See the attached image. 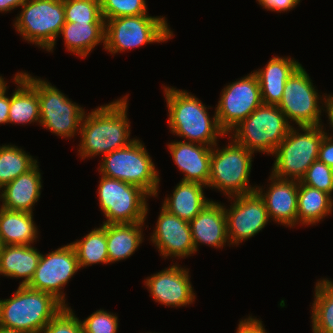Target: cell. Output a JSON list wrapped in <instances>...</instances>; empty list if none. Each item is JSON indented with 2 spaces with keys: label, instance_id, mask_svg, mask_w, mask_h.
I'll return each instance as SVG.
<instances>
[{
  "label": "cell",
  "instance_id": "cell-38",
  "mask_svg": "<svg viewBox=\"0 0 333 333\" xmlns=\"http://www.w3.org/2000/svg\"><path fill=\"white\" fill-rule=\"evenodd\" d=\"M259 5H261L267 11L275 12H287L295 8L300 0H257Z\"/></svg>",
  "mask_w": 333,
  "mask_h": 333
},
{
  "label": "cell",
  "instance_id": "cell-35",
  "mask_svg": "<svg viewBox=\"0 0 333 333\" xmlns=\"http://www.w3.org/2000/svg\"><path fill=\"white\" fill-rule=\"evenodd\" d=\"M300 182L306 186L324 191L332 196L333 192V169L325 163L316 160L307 169Z\"/></svg>",
  "mask_w": 333,
  "mask_h": 333
},
{
  "label": "cell",
  "instance_id": "cell-45",
  "mask_svg": "<svg viewBox=\"0 0 333 333\" xmlns=\"http://www.w3.org/2000/svg\"><path fill=\"white\" fill-rule=\"evenodd\" d=\"M6 87H8L6 81H4L3 77L0 76V92L4 90Z\"/></svg>",
  "mask_w": 333,
  "mask_h": 333
},
{
  "label": "cell",
  "instance_id": "cell-28",
  "mask_svg": "<svg viewBox=\"0 0 333 333\" xmlns=\"http://www.w3.org/2000/svg\"><path fill=\"white\" fill-rule=\"evenodd\" d=\"M33 213L0 206V236L5 245H31L38 238Z\"/></svg>",
  "mask_w": 333,
  "mask_h": 333
},
{
  "label": "cell",
  "instance_id": "cell-46",
  "mask_svg": "<svg viewBox=\"0 0 333 333\" xmlns=\"http://www.w3.org/2000/svg\"><path fill=\"white\" fill-rule=\"evenodd\" d=\"M4 246H5V244H4V242H3V240H2V238L0 236V255L3 252Z\"/></svg>",
  "mask_w": 333,
  "mask_h": 333
},
{
  "label": "cell",
  "instance_id": "cell-40",
  "mask_svg": "<svg viewBox=\"0 0 333 333\" xmlns=\"http://www.w3.org/2000/svg\"><path fill=\"white\" fill-rule=\"evenodd\" d=\"M263 326L261 320L249 316L240 320L236 333H267Z\"/></svg>",
  "mask_w": 333,
  "mask_h": 333
},
{
  "label": "cell",
  "instance_id": "cell-32",
  "mask_svg": "<svg viewBox=\"0 0 333 333\" xmlns=\"http://www.w3.org/2000/svg\"><path fill=\"white\" fill-rule=\"evenodd\" d=\"M37 163V159L15 145L0 146V190Z\"/></svg>",
  "mask_w": 333,
  "mask_h": 333
},
{
  "label": "cell",
  "instance_id": "cell-14",
  "mask_svg": "<svg viewBox=\"0 0 333 333\" xmlns=\"http://www.w3.org/2000/svg\"><path fill=\"white\" fill-rule=\"evenodd\" d=\"M80 269L77 254L72 244L64 245L55 251L43 255L41 253L38 266L27 287L49 293L65 307L63 288Z\"/></svg>",
  "mask_w": 333,
  "mask_h": 333
},
{
  "label": "cell",
  "instance_id": "cell-27",
  "mask_svg": "<svg viewBox=\"0 0 333 333\" xmlns=\"http://www.w3.org/2000/svg\"><path fill=\"white\" fill-rule=\"evenodd\" d=\"M60 34L69 52L82 58L98 44L105 45V23L65 22Z\"/></svg>",
  "mask_w": 333,
  "mask_h": 333
},
{
  "label": "cell",
  "instance_id": "cell-34",
  "mask_svg": "<svg viewBox=\"0 0 333 333\" xmlns=\"http://www.w3.org/2000/svg\"><path fill=\"white\" fill-rule=\"evenodd\" d=\"M104 20L147 14L145 0H100Z\"/></svg>",
  "mask_w": 333,
  "mask_h": 333
},
{
  "label": "cell",
  "instance_id": "cell-20",
  "mask_svg": "<svg viewBox=\"0 0 333 333\" xmlns=\"http://www.w3.org/2000/svg\"><path fill=\"white\" fill-rule=\"evenodd\" d=\"M189 223L195 253L200 244L222 248L227 242L230 246L224 204L211 200Z\"/></svg>",
  "mask_w": 333,
  "mask_h": 333
},
{
  "label": "cell",
  "instance_id": "cell-13",
  "mask_svg": "<svg viewBox=\"0 0 333 333\" xmlns=\"http://www.w3.org/2000/svg\"><path fill=\"white\" fill-rule=\"evenodd\" d=\"M262 104L260 84L254 72L230 83L222 89L216 105L215 113L220 128L229 134Z\"/></svg>",
  "mask_w": 333,
  "mask_h": 333
},
{
  "label": "cell",
  "instance_id": "cell-16",
  "mask_svg": "<svg viewBox=\"0 0 333 333\" xmlns=\"http://www.w3.org/2000/svg\"><path fill=\"white\" fill-rule=\"evenodd\" d=\"M144 283L159 304L181 307L195 301L189 270L179 267L177 263L147 277Z\"/></svg>",
  "mask_w": 333,
  "mask_h": 333
},
{
  "label": "cell",
  "instance_id": "cell-23",
  "mask_svg": "<svg viewBox=\"0 0 333 333\" xmlns=\"http://www.w3.org/2000/svg\"><path fill=\"white\" fill-rule=\"evenodd\" d=\"M201 183L180 181L170 197H166L162 207L180 219L190 222L211 202L204 196Z\"/></svg>",
  "mask_w": 333,
  "mask_h": 333
},
{
  "label": "cell",
  "instance_id": "cell-43",
  "mask_svg": "<svg viewBox=\"0 0 333 333\" xmlns=\"http://www.w3.org/2000/svg\"><path fill=\"white\" fill-rule=\"evenodd\" d=\"M324 108H326V113L328 114V120L330 121V125L333 128V95H326L324 101Z\"/></svg>",
  "mask_w": 333,
  "mask_h": 333
},
{
  "label": "cell",
  "instance_id": "cell-22",
  "mask_svg": "<svg viewBox=\"0 0 333 333\" xmlns=\"http://www.w3.org/2000/svg\"><path fill=\"white\" fill-rule=\"evenodd\" d=\"M301 64L290 57H272L265 68L253 71L259 80L262 102L278 105L288 78Z\"/></svg>",
  "mask_w": 333,
  "mask_h": 333
},
{
  "label": "cell",
  "instance_id": "cell-11",
  "mask_svg": "<svg viewBox=\"0 0 333 333\" xmlns=\"http://www.w3.org/2000/svg\"><path fill=\"white\" fill-rule=\"evenodd\" d=\"M98 200L107 219L102 224L145 222L149 194L139 186L101 175Z\"/></svg>",
  "mask_w": 333,
  "mask_h": 333
},
{
  "label": "cell",
  "instance_id": "cell-7",
  "mask_svg": "<svg viewBox=\"0 0 333 333\" xmlns=\"http://www.w3.org/2000/svg\"><path fill=\"white\" fill-rule=\"evenodd\" d=\"M99 172L103 176L139 186L150 197L158 195V171L144 144L138 139L127 147L105 155Z\"/></svg>",
  "mask_w": 333,
  "mask_h": 333
},
{
  "label": "cell",
  "instance_id": "cell-29",
  "mask_svg": "<svg viewBox=\"0 0 333 333\" xmlns=\"http://www.w3.org/2000/svg\"><path fill=\"white\" fill-rule=\"evenodd\" d=\"M332 196L298 181L297 224L316 225L332 214Z\"/></svg>",
  "mask_w": 333,
  "mask_h": 333
},
{
  "label": "cell",
  "instance_id": "cell-9",
  "mask_svg": "<svg viewBox=\"0 0 333 333\" xmlns=\"http://www.w3.org/2000/svg\"><path fill=\"white\" fill-rule=\"evenodd\" d=\"M14 26L28 43L52 52L65 24L64 0H27Z\"/></svg>",
  "mask_w": 333,
  "mask_h": 333
},
{
  "label": "cell",
  "instance_id": "cell-31",
  "mask_svg": "<svg viewBox=\"0 0 333 333\" xmlns=\"http://www.w3.org/2000/svg\"><path fill=\"white\" fill-rule=\"evenodd\" d=\"M71 244L76 251L80 268L98 263L109 264L106 224L94 228L83 239Z\"/></svg>",
  "mask_w": 333,
  "mask_h": 333
},
{
  "label": "cell",
  "instance_id": "cell-37",
  "mask_svg": "<svg viewBox=\"0 0 333 333\" xmlns=\"http://www.w3.org/2000/svg\"><path fill=\"white\" fill-rule=\"evenodd\" d=\"M83 333H117L118 317L111 312L97 310L81 321Z\"/></svg>",
  "mask_w": 333,
  "mask_h": 333
},
{
  "label": "cell",
  "instance_id": "cell-26",
  "mask_svg": "<svg viewBox=\"0 0 333 333\" xmlns=\"http://www.w3.org/2000/svg\"><path fill=\"white\" fill-rule=\"evenodd\" d=\"M145 223L106 224L109 263L129 258L143 242Z\"/></svg>",
  "mask_w": 333,
  "mask_h": 333
},
{
  "label": "cell",
  "instance_id": "cell-6",
  "mask_svg": "<svg viewBox=\"0 0 333 333\" xmlns=\"http://www.w3.org/2000/svg\"><path fill=\"white\" fill-rule=\"evenodd\" d=\"M230 139L221 149L217 144L212 147L208 187L228 197L255 192L256 186L248 184L254 153Z\"/></svg>",
  "mask_w": 333,
  "mask_h": 333
},
{
  "label": "cell",
  "instance_id": "cell-33",
  "mask_svg": "<svg viewBox=\"0 0 333 333\" xmlns=\"http://www.w3.org/2000/svg\"><path fill=\"white\" fill-rule=\"evenodd\" d=\"M65 22L105 23L100 0H64Z\"/></svg>",
  "mask_w": 333,
  "mask_h": 333
},
{
  "label": "cell",
  "instance_id": "cell-18",
  "mask_svg": "<svg viewBox=\"0 0 333 333\" xmlns=\"http://www.w3.org/2000/svg\"><path fill=\"white\" fill-rule=\"evenodd\" d=\"M271 184L266 193L256 186V192L264 200L269 219L293 228L297 224L298 181L281 179L273 174L269 177Z\"/></svg>",
  "mask_w": 333,
  "mask_h": 333
},
{
  "label": "cell",
  "instance_id": "cell-15",
  "mask_svg": "<svg viewBox=\"0 0 333 333\" xmlns=\"http://www.w3.org/2000/svg\"><path fill=\"white\" fill-rule=\"evenodd\" d=\"M233 204L224 211L230 245H237L259 233L269 222L264 200L255 191L228 197Z\"/></svg>",
  "mask_w": 333,
  "mask_h": 333
},
{
  "label": "cell",
  "instance_id": "cell-3",
  "mask_svg": "<svg viewBox=\"0 0 333 333\" xmlns=\"http://www.w3.org/2000/svg\"><path fill=\"white\" fill-rule=\"evenodd\" d=\"M64 307L49 293L19 286L12 298L0 299V326L40 333Z\"/></svg>",
  "mask_w": 333,
  "mask_h": 333
},
{
  "label": "cell",
  "instance_id": "cell-24",
  "mask_svg": "<svg viewBox=\"0 0 333 333\" xmlns=\"http://www.w3.org/2000/svg\"><path fill=\"white\" fill-rule=\"evenodd\" d=\"M41 253L32 245H5L0 255V274L24 278L19 286H27L38 266Z\"/></svg>",
  "mask_w": 333,
  "mask_h": 333
},
{
  "label": "cell",
  "instance_id": "cell-19",
  "mask_svg": "<svg viewBox=\"0 0 333 333\" xmlns=\"http://www.w3.org/2000/svg\"><path fill=\"white\" fill-rule=\"evenodd\" d=\"M167 145L174 163L184 174L182 181L197 182L208 187L212 147L185 140Z\"/></svg>",
  "mask_w": 333,
  "mask_h": 333
},
{
  "label": "cell",
  "instance_id": "cell-10",
  "mask_svg": "<svg viewBox=\"0 0 333 333\" xmlns=\"http://www.w3.org/2000/svg\"><path fill=\"white\" fill-rule=\"evenodd\" d=\"M24 78L37 90L40 103L39 125L51 133L63 138H72L80 132L84 108L71 101L59 89L48 81L20 72Z\"/></svg>",
  "mask_w": 333,
  "mask_h": 333
},
{
  "label": "cell",
  "instance_id": "cell-12",
  "mask_svg": "<svg viewBox=\"0 0 333 333\" xmlns=\"http://www.w3.org/2000/svg\"><path fill=\"white\" fill-rule=\"evenodd\" d=\"M325 95L323 99L319 96L310 76L300 65L285 83L282 99L277 106L289 124L293 121L298 127L322 125L320 116L325 109L320 103L325 101Z\"/></svg>",
  "mask_w": 333,
  "mask_h": 333
},
{
  "label": "cell",
  "instance_id": "cell-2",
  "mask_svg": "<svg viewBox=\"0 0 333 333\" xmlns=\"http://www.w3.org/2000/svg\"><path fill=\"white\" fill-rule=\"evenodd\" d=\"M170 131L191 143L213 147L218 136H227L220 128L216 113L210 118L207 107L186 90L163 86Z\"/></svg>",
  "mask_w": 333,
  "mask_h": 333
},
{
  "label": "cell",
  "instance_id": "cell-8",
  "mask_svg": "<svg viewBox=\"0 0 333 333\" xmlns=\"http://www.w3.org/2000/svg\"><path fill=\"white\" fill-rule=\"evenodd\" d=\"M166 17L148 14L125 16L105 21L104 49L111 54L140 47L149 43H162L172 38Z\"/></svg>",
  "mask_w": 333,
  "mask_h": 333
},
{
  "label": "cell",
  "instance_id": "cell-36",
  "mask_svg": "<svg viewBox=\"0 0 333 333\" xmlns=\"http://www.w3.org/2000/svg\"><path fill=\"white\" fill-rule=\"evenodd\" d=\"M40 333H83V326L68 306L64 307Z\"/></svg>",
  "mask_w": 333,
  "mask_h": 333
},
{
  "label": "cell",
  "instance_id": "cell-30",
  "mask_svg": "<svg viewBox=\"0 0 333 333\" xmlns=\"http://www.w3.org/2000/svg\"><path fill=\"white\" fill-rule=\"evenodd\" d=\"M312 303V332L333 333V281L318 280Z\"/></svg>",
  "mask_w": 333,
  "mask_h": 333
},
{
  "label": "cell",
  "instance_id": "cell-17",
  "mask_svg": "<svg viewBox=\"0 0 333 333\" xmlns=\"http://www.w3.org/2000/svg\"><path fill=\"white\" fill-rule=\"evenodd\" d=\"M155 230L150 237L164 258H185L195 253L190 223L161 207Z\"/></svg>",
  "mask_w": 333,
  "mask_h": 333
},
{
  "label": "cell",
  "instance_id": "cell-42",
  "mask_svg": "<svg viewBox=\"0 0 333 333\" xmlns=\"http://www.w3.org/2000/svg\"><path fill=\"white\" fill-rule=\"evenodd\" d=\"M27 0H0V12H8L22 6Z\"/></svg>",
  "mask_w": 333,
  "mask_h": 333
},
{
  "label": "cell",
  "instance_id": "cell-1",
  "mask_svg": "<svg viewBox=\"0 0 333 333\" xmlns=\"http://www.w3.org/2000/svg\"><path fill=\"white\" fill-rule=\"evenodd\" d=\"M128 96L85 113L80 127L81 159L102 155L130 145V123L127 118Z\"/></svg>",
  "mask_w": 333,
  "mask_h": 333
},
{
  "label": "cell",
  "instance_id": "cell-41",
  "mask_svg": "<svg viewBox=\"0 0 333 333\" xmlns=\"http://www.w3.org/2000/svg\"><path fill=\"white\" fill-rule=\"evenodd\" d=\"M7 87L0 92V124H8L10 97L6 96Z\"/></svg>",
  "mask_w": 333,
  "mask_h": 333
},
{
  "label": "cell",
  "instance_id": "cell-21",
  "mask_svg": "<svg viewBox=\"0 0 333 333\" xmlns=\"http://www.w3.org/2000/svg\"><path fill=\"white\" fill-rule=\"evenodd\" d=\"M41 181V172L36 164L27 173L18 176L1 189V207L12 211L33 213V207L41 195Z\"/></svg>",
  "mask_w": 333,
  "mask_h": 333
},
{
  "label": "cell",
  "instance_id": "cell-4",
  "mask_svg": "<svg viewBox=\"0 0 333 333\" xmlns=\"http://www.w3.org/2000/svg\"><path fill=\"white\" fill-rule=\"evenodd\" d=\"M323 129L322 125L299 126V130L291 126L272 155L276 157L272 174L277 178L300 181L307 169L318 160L319 147L326 134Z\"/></svg>",
  "mask_w": 333,
  "mask_h": 333
},
{
  "label": "cell",
  "instance_id": "cell-25",
  "mask_svg": "<svg viewBox=\"0 0 333 333\" xmlns=\"http://www.w3.org/2000/svg\"><path fill=\"white\" fill-rule=\"evenodd\" d=\"M14 82L16 90L10 96L8 123L31 124L40 122V103L37 90L24 78L16 73Z\"/></svg>",
  "mask_w": 333,
  "mask_h": 333
},
{
  "label": "cell",
  "instance_id": "cell-44",
  "mask_svg": "<svg viewBox=\"0 0 333 333\" xmlns=\"http://www.w3.org/2000/svg\"><path fill=\"white\" fill-rule=\"evenodd\" d=\"M0 333H29L22 330L7 329L0 326Z\"/></svg>",
  "mask_w": 333,
  "mask_h": 333
},
{
  "label": "cell",
  "instance_id": "cell-5",
  "mask_svg": "<svg viewBox=\"0 0 333 333\" xmlns=\"http://www.w3.org/2000/svg\"><path fill=\"white\" fill-rule=\"evenodd\" d=\"M291 126L277 105L262 104L229 132V138L253 153L273 155Z\"/></svg>",
  "mask_w": 333,
  "mask_h": 333
},
{
  "label": "cell",
  "instance_id": "cell-39",
  "mask_svg": "<svg viewBox=\"0 0 333 333\" xmlns=\"http://www.w3.org/2000/svg\"><path fill=\"white\" fill-rule=\"evenodd\" d=\"M325 133L319 147L318 160L333 169V136Z\"/></svg>",
  "mask_w": 333,
  "mask_h": 333
}]
</instances>
